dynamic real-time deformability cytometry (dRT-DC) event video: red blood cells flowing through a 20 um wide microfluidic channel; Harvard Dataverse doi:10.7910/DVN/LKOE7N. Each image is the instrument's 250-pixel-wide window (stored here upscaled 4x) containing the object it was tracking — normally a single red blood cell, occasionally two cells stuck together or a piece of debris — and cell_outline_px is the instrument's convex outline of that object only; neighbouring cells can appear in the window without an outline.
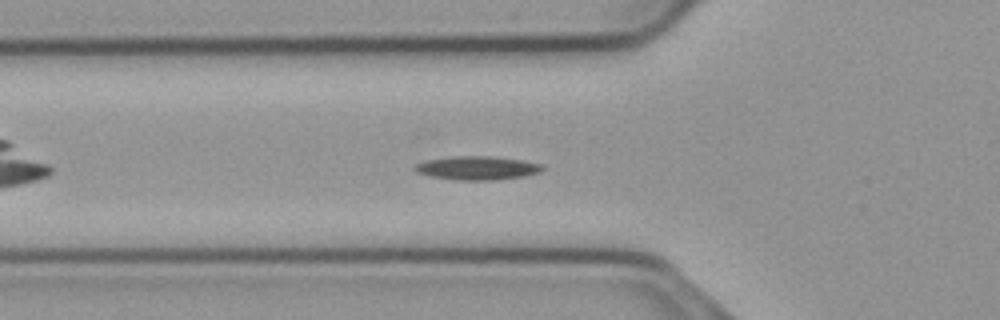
{"species": "common noctule bat (a hibernating species)", "species_latin": "Nyctalus noctula", "temperature_condition": "cold", "stored_images_in_passage": 45, "camera_frame_rate_fps": 3000, "um_per_image_px": 0.085, "animal": {"sex": "male", "body_mass_g": 23.1, "forearm_length_mm": 52.7}, "frame": {"image": 1, "passage_image": 8, "time_ms": 2.333, "image_size_px": [1000, 320], "cell_outline_px": [[544, 168], [540, 172], [524, 176], [496, 180], [456, 180], [428, 176], [416, 172], [412, 168], [416, 164], [428, 160], [452, 156], [488, 156], [520, 160], [540, 164]], "centroid_in_image_um": [40.52, 14.29], "position_along_channel_um": 85.3, "area_um2": 17.51}}
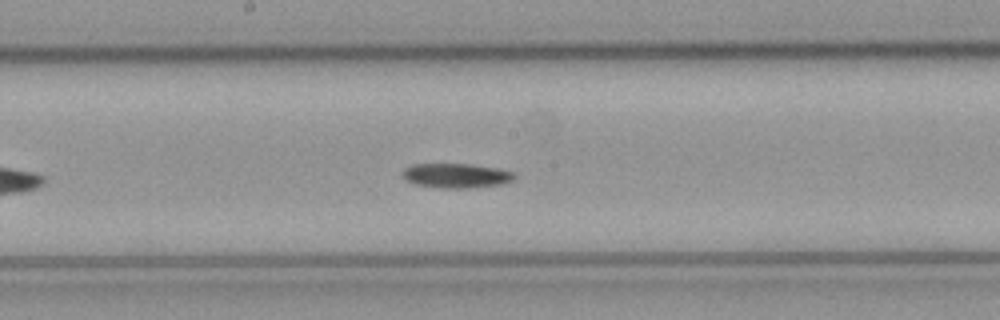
{"frame": {"image": 2, "passage_image": 18, "time_ms": 5.667, "image_size_px": [1000, 320], "cell_outline_px": [[516, 176], [512, 180], [500, 184], [468, 188], [440, 188], [416, 184], [404, 180], [400, 176], [400, 172], [404, 168], [412, 164], [468, 164], [496, 168], [512, 172]], "centroid_in_image_um": [38.68, 14.92], "position_along_channel_um": 209.5, "area_um2": 16.01}}
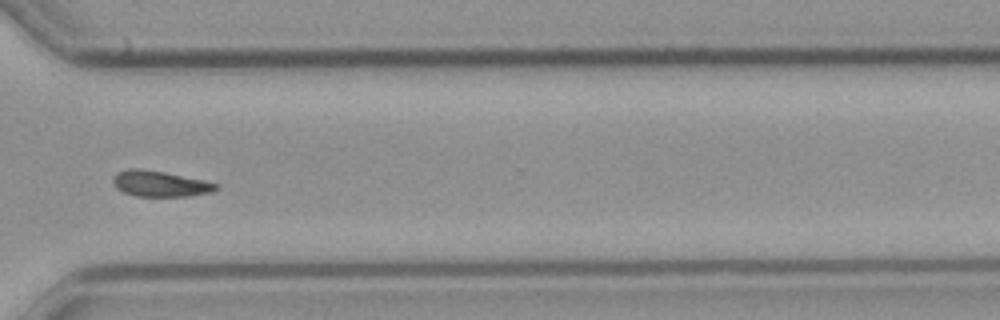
{"frame": {"image": 3, "passage_image": 30, "time_ms": 9.667, "image_size_px": [1000, 320], "cell_outline_px": [[216, 188], [208, 192], [188, 196], [136, 196], [124, 192], [116, 188], [112, 180], [116, 172], [128, 168], [136, 168], [164, 172], [204, 180], [216, 184]], "centroid_in_image_um": [13.52, 15.61], "position_along_channel_um": 357.1, "area_um2": 15.2}}